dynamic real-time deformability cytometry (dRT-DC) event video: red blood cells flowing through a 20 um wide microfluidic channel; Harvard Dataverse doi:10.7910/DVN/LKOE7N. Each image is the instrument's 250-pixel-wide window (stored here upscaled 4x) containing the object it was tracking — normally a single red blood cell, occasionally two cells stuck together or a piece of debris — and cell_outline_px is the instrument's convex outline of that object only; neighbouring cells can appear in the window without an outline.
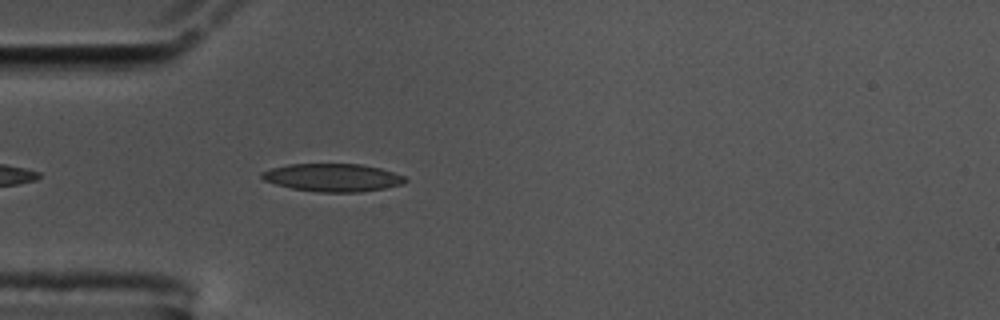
{"species": "common noctule bat (a hibernating species)", "species_latin": "Nyctalus noctula", "temperature_condition": "cold", "stored_images_in_passage": 25, "camera_frame_rate_fps": 3000, "um_per_image_px": 0.085, "animal": {"sex": "male", "body_mass_g": 17.5, "forearm_length_mm": 52.3}, "frame": {"image": 1, "passage_image": 4, "time_ms": 1.0, "image_size_px": [1000, 320], "cell_outline_px": [[408, 180], [404, 184], [384, 188], [360, 192], [320, 192], [292, 188], [276, 184], [264, 180], [260, 176], [260, 172], [272, 168], [288, 164], [360, 164], [380, 168], [404, 176]], "centroid_in_image_um": [28.28, 15.09], "position_along_channel_um": 56.7, "area_um2": 23.24}}
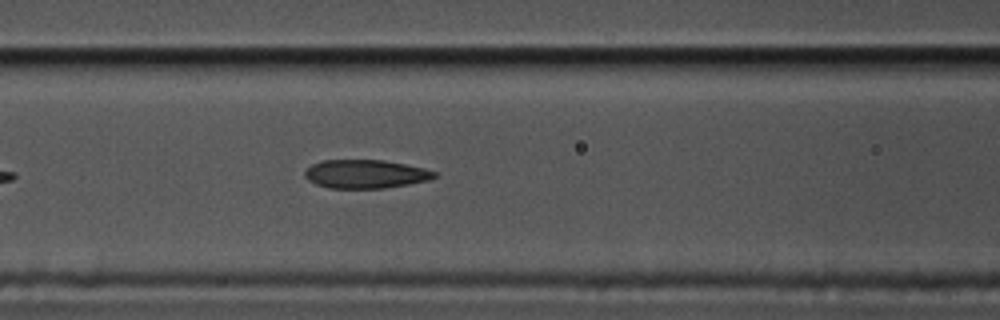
{"frame": {"image": 2, "passage_image": 11, "time_ms": 3.333, "image_size_px": [1000, 320], "cell_outline_px": [[436, 176], [428, 180], [408, 184], [384, 188], [328, 188], [316, 184], [308, 180], [304, 176], [304, 172], [312, 164], [320, 160], [384, 160], [424, 168], [436, 172]], "centroid_in_image_um": [31.03, 14.79], "position_along_channel_um": 135.6, "area_um2": 21.5}}
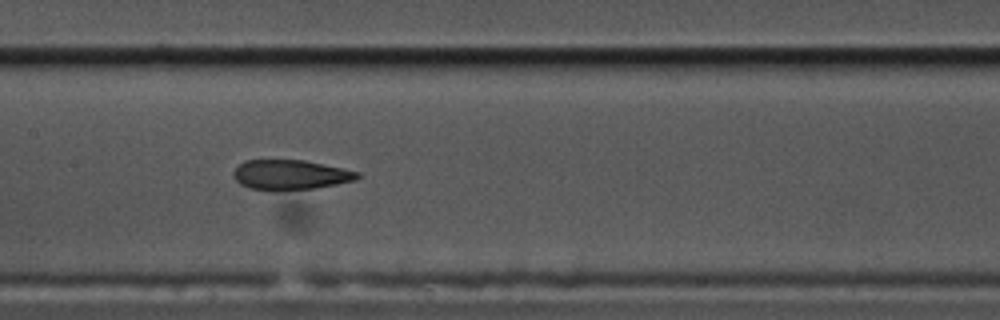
{"frame": {"image": 3, "passage_image": 15, "time_ms": 4.667, "image_size_px": [1000, 320], "cell_outline_px": [[360, 176], [356, 180], [336, 184], [312, 188], [248, 188], [240, 184], [232, 176], [232, 172], [240, 164], [248, 160], [304, 160], [360, 172]], "centroid_in_image_um": [24.69, 14.82], "position_along_channel_um": 182.7, "area_um2": 20.81}}